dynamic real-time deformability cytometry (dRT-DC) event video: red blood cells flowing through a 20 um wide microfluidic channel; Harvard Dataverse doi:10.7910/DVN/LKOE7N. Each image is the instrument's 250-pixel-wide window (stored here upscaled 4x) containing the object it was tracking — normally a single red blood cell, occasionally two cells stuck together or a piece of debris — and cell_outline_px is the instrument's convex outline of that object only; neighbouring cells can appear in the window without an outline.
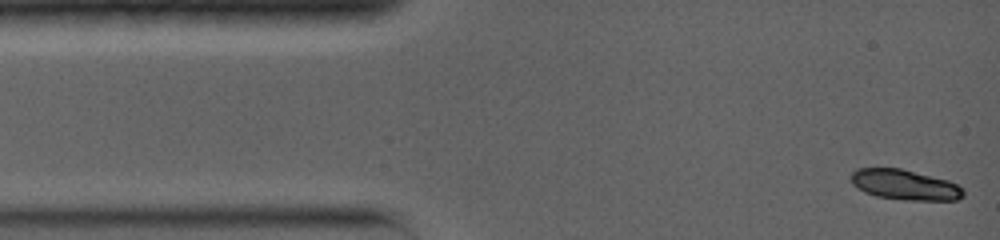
{"species": "common noctule bat (a hibernating species)", "species_latin": "Nyctalus noctula", "temperature_condition": "warm", "stored_images_in_passage": 4, "camera_frame_rate_fps": 5000, "um_per_image_px": 0.085, "animal": {"sex": "female", "body_mass_g": 19.0, "forearm_length_mm": 56.7}, "frame": {"image": 1, "passage_image": 1, "time_ms": 0.0, "image_size_px": [1000, 240], "cell_outline_px": [[964, 196], [956, 200], [904, 200], [876, 196], [864, 192], [852, 184], [848, 176], [856, 168], [900, 168], [948, 180], [964, 188]], "centroid_in_image_um": [76.88, 15.7], "position_along_channel_um": 8.1, "area_um2": 20.0}}
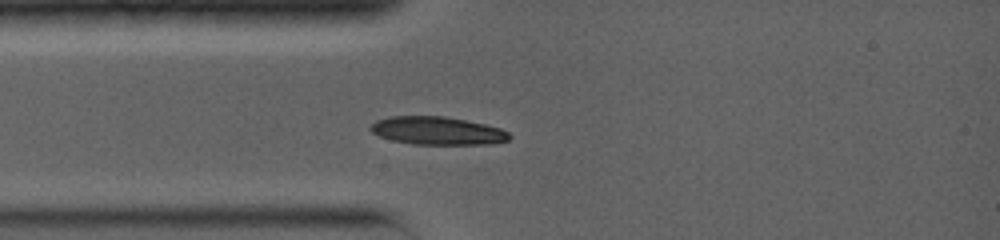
{"frame": {"image": 2, "passage_image": 4, "time_ms": 2.8, "image_size_px": [1000, 240], "cell_outline_px": [[512, 136], [508, 140], [492, 144], [412, 144], [392, 140], [380, 136], [372, 132], [368, 128], [376, 120], [388, 116], [444, 116], [484, 124], [500, 128], [508, 132]], "centroid_in_image_um": [37.16, 11.11], "position_along_channel_um": 47.8, "area_um2": 22.66}}